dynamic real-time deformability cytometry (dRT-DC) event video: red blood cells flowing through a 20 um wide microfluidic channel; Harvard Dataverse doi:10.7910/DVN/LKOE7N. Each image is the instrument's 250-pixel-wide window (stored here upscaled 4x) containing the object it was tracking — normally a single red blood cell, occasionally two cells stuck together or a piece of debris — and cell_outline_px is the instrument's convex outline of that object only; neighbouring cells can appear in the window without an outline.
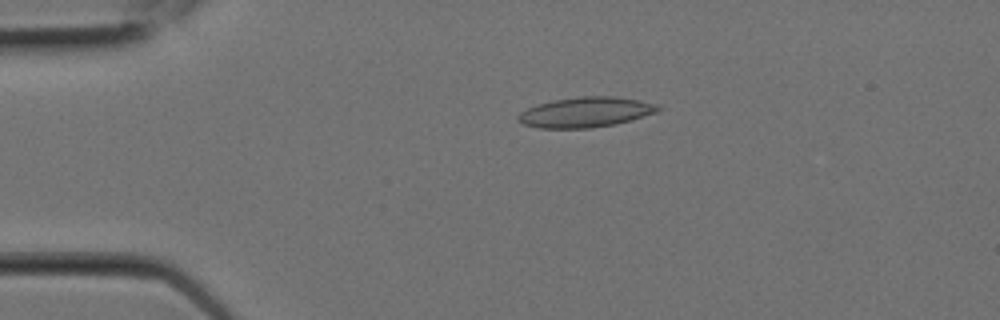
{"species": "Egyptian fruit bat (a non-hibernating species)", "species_latin": "Rousettus aegyptiacus", "temperature_condition": "room temperature", "stored_images_in_passage": 7, "camera_frame_rate_fps": 3000, "um_per_image_px": 0.085, "animal": {"sex": "female"}, "frame": {"image": 1, "passage_image": 3, "time_ms": 0.667, "image_size_px": [1000, 320], "cell_outline_px": [[660, 108], [656, 112], [616, 124], [592, 128], [540, 128], [524, 124], [516, 120], [516, 116], [520, 112], [536, 104], [552, 100], [580, 96], [612, 96], [636, 100], [656, 104]], "centroid_in_image_um": [49.71, 9.54], "position_along_channel_um": 35.3, "area_um2": 24.45}}
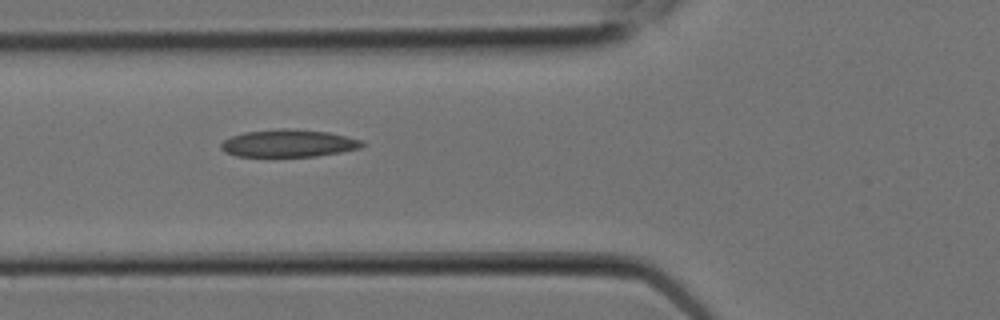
{"frame": {"image": 2, "passage_image": 6, "time_ms": 1.667, "image_size_px": [1000, 320], "cell_outline_px": [[368, 144], [360, 148], [340, 152], [316, 156], [236, 156], [224, 152], [220, 148], [220, 144], [224, 140], [232, 136], [244, 132], [280, 128], [292, 128], [328, 132], [364, 140]], "centroid_in_image_um": [24.55, 12.17], "position_along_channel_um": 101.2, "area_um2": 22.77}}
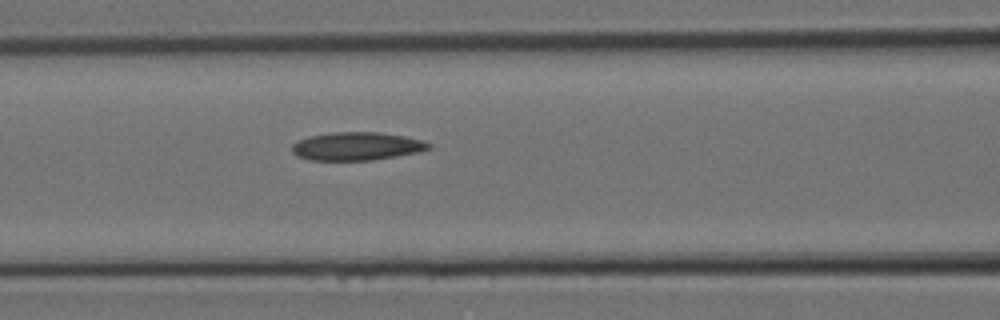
{"frame": {"image": 3, "passage_image": 7, "time_ms": 2.0, "image_size_px": [1000, 320], "cell_outline_px": [[432, 148], [420, 152], [372, 160], [308, 160], [296, 156], [292, 152], [292, 144], [308, 136], [332, 132], [376, 132], [404, 136], [424, 140], [432, 144]], "centroid_in_image_um": [30.34, 12.43], "position_along_channel_um": 136.3, "area_um2": 22.6}}